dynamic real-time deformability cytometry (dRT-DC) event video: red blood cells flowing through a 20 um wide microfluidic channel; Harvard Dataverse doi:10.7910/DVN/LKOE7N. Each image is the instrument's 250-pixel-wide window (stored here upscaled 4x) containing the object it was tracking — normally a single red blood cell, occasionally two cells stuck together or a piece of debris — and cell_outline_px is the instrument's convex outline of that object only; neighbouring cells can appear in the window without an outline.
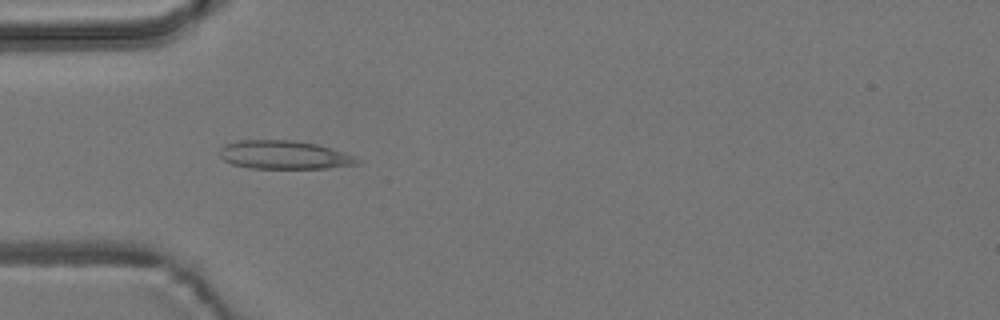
{"species": "common noctule bat (a hibernating species)", "species_latin": "Nyctalus noctula", "temperature_condition": "room temperature", "stored_images_in_passage": 40, "camera_frame_rate_fps": 3000, "um_per_image_px": 0.085, "animal": {"sex": "male", "body_mass_g": 19.2, "forearm_length_mm": 51.8}, "frame": {"image": 1, "passage_image": 3, "time_ms": 0.667, "image_size_px": [1000, 320], "cell_outline_px": [[360, 164], [328, 168], [248, 168], [232, 164], [224, 160], [220, 156], [220, 148], [224, 144], [240, 140], [292, 140], [316, 144], [344, 152], [360, 160]], "centroid_in_image_um": [24.13, 13.17], "position_along_channel_um": 60.9, "area_um2": 22.77}}
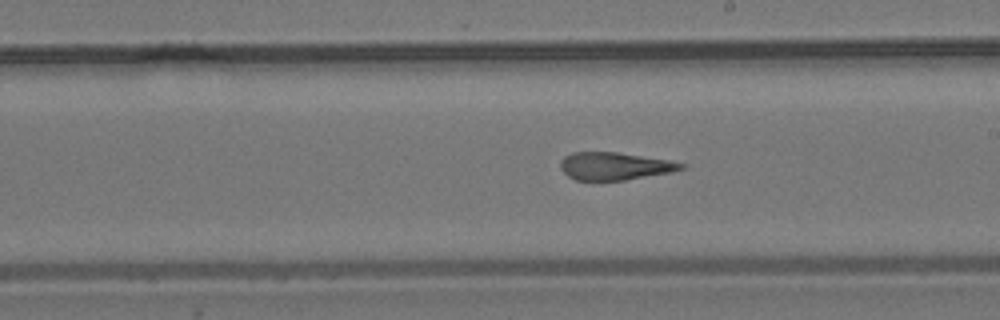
{"frame": {"image": 2, "passage_image": 17, "time_ms": 5.333, "image_size_px": [1000, 320], "cell_outline_px": [[684, 168], [672, 172], [624, 180], [576, 180], [568, 176], [560, 168], [560, 160], [564, 156], [572, 152], [616, 152], [668, 160], [684, 164]], "centroid_in_image_um": [52.2, 14.12], "position_along_channel_um": 236.8, "area_um2": 19.31}}
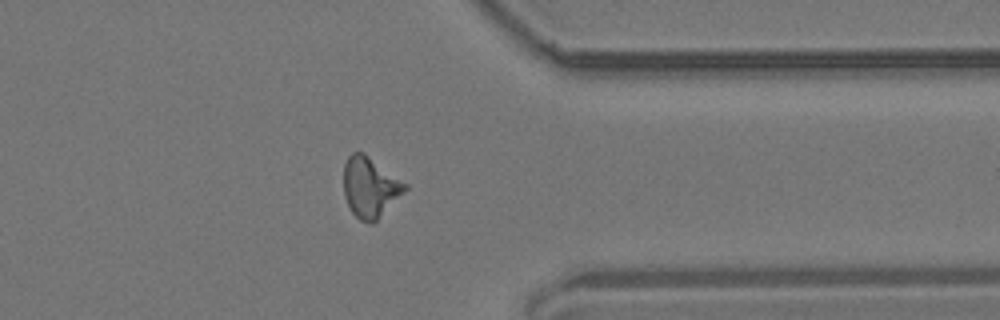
{"frame": {"image": 3, "passage_image": 29, "time_ms": 9.333, "image_size_px": [1000, 320], "cell_outline_px": [[408, 188], [372, 224], [368, 224], [360, 220], [352, 212], [344, 196], [344, 164], [348, 156], [352, 152], [364, 152], [408, 184]], "centroid_in_image_um": [31.45, 15.89], "position_along_channel_um": 380.0, "area_um2": 21.5}, "authors_computed_cell_mechanics": {"area_um2": 20.3456, "velocity_mm_per_s": 3.8136, "shape_relaxation_time_tau1_ms": null, "shape_relaxation_time_tau2_ms": 2.3468, "deformation_change_tau1": null, "deformation_change_tau2": 0.091}}